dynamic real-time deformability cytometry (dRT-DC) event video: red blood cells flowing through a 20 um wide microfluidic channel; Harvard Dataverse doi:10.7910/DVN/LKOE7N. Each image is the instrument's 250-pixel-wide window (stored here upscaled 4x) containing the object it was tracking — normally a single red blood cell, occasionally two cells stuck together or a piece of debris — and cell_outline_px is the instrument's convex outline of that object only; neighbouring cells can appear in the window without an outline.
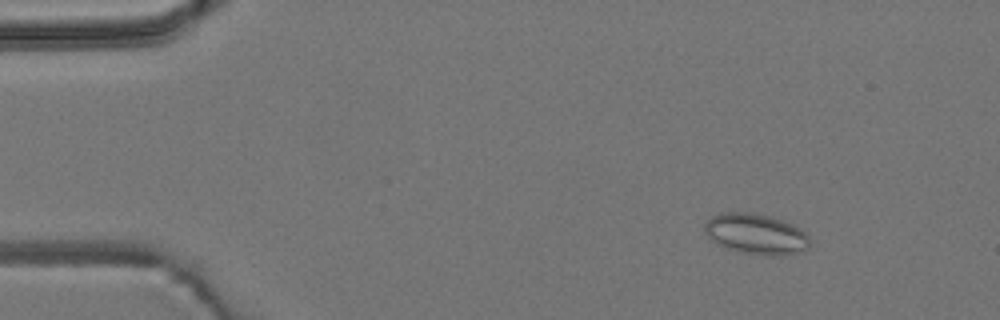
{"species": "common noctule bat (a hibernating species)", "species_latin": "Nyctalus noctula", "temperature_condition": "room temperature", "stored_images_in_passage": 3, "camera_frame_rate_fps": 3000, "um_per_image_px": 0.085, "animal": {"sex": "male", "body_mass_g": 19.2, "forearm_length_mm": 51.8}, "frame": {"image": 1, "passage_image": 1, "time_ms": 0.0, "image_size_px": [1000, 320], "cell_outline_px": [[812, 244], [808, 248], [780, 256], [764, 256], [736, 252], [716, 244], [704, 232], [704, 224], [712, 216], [720, 212], [748, 212], [768, 216], [784, 220], [800, 228], [808, 236]], "centroid_in_image_um": [64.24, 19.9], "position_along_channel_um": 20.8, "area_um2": 25.2}}